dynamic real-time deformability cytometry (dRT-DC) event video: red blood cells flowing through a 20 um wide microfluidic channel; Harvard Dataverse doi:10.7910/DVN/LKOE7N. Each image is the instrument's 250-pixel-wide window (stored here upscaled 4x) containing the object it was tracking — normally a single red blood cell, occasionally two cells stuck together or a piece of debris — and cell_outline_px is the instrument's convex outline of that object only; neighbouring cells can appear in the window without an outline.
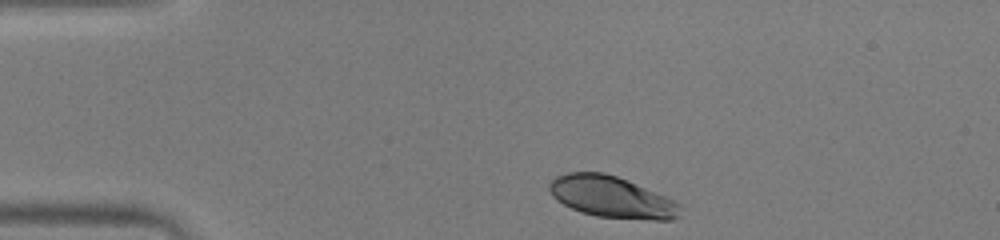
{"species": "human", "species_latin": "Homo sapiens", "temperature_condition": "warm", "stored_images_in_passage": 43, "camera_frame_rate_fps": 3000, "um_per_image_px": 0.085, "donor": {"sex": "male"}, "frame": {"image": 1, "passage_image": 1, "time_ms": 0.0, "image_size_px": [1000, 240], "cell_outline_px": [[680, 216], [672, 220], [652, 220], [596, 216], [580, 212], [556, 200], [552, 196], [548, 188], [548, 184], [556, 176], [568, 172], [604, 172], [616, 176], [636, 184], [664, 196], [680, 204]], "centroid_in_image_um": [51.96, 16.75], "position_along_channel_um": 33.0, "area_um2": 31.44}}
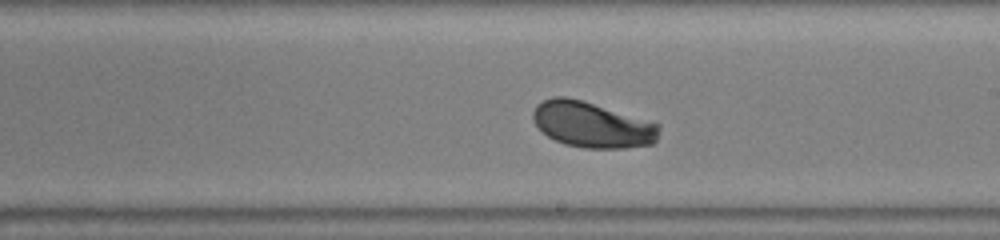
{"frame": {"image": 2, "passage_image": 21, "time_ms": 6.667, "image_size_px": [1000, 240], "cell_outline_px": [[660, 128], [656, 140], [652, 144], [624, 148], [584, 148], [564, 144], [548, 136], [532, 120], [532, 112], [536, 104], [552, 96], [564, 96], [580, 100], [660, 124]], "centroid_in_image_um": [50.3, 10.6], "position_along_channel_um": 238.7, "area_um2": 33.29}}
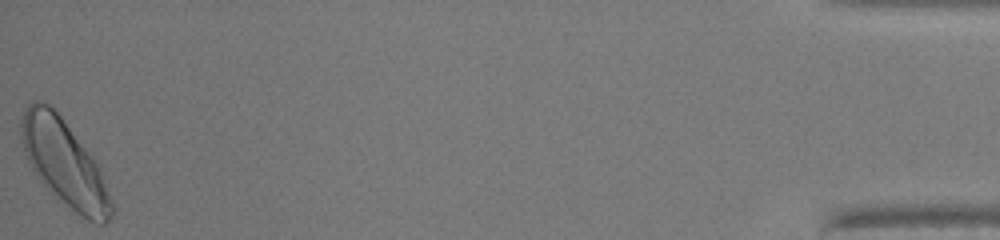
{"frame": {"image": 3, "passage_image": 43, "time_ms": 14.0, "image_size_px": [1000, 240], "cell_outline_px": [[116, 208], [112, 216], [104, 224], [96, 224], [80, 216], [56, 200], [40, 180], [32, 168], [24, 152], [20, 136], [20, 120], [28, 104], [32, 100], [40, 100], [52, 104], [96, 160], [100, 168]], "centroid_in_image_um": [5.49, 13.88], "position_along_channel_um": 429.7, "area_um2": 46.24}, "authors_computed_cell_mechanics": {"area_um2": 33.6974, "velocity_mm_per_s": 3.9119, "shape_relaxation_time_tau1_ms": 2.8315, "shape_relaxation_time_tau2_ms": null, "deformation_change_tau1": 0.1563, "deformation_change_tau2": null}}